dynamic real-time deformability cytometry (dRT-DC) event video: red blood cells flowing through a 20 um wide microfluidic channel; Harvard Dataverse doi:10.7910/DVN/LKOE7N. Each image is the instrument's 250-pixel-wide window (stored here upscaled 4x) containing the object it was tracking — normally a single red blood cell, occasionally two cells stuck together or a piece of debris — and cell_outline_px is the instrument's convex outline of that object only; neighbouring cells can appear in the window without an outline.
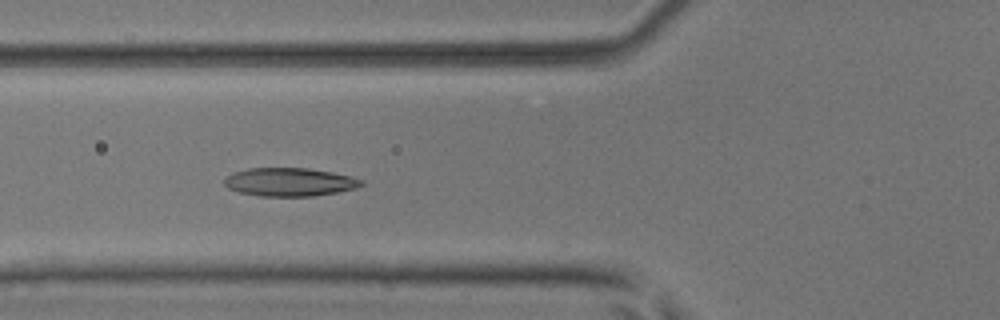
{"species": "common noctule bat (a hibernating species)", "species_latin": "Nyctalus noctula", "temperature_condition": "room temperature", "stored_images_in_passage": 44, "camera_frame_rate_fps": 3000, "um_per_image_px": 0.085, "animal": {"sex": "male", "body_mass_g": 17.9, "forearm_length_mm": 54.2}, "frame": {"image": 1, "passage_image": 19, "time_ms": 6.0, "image_size_px": [1000, 320], "cell_outline_px": [[364, 184], [356, 188], [336, 192], [312, 196], [260, 196], [240, 192], [228, 188], [224, 184], [224, 180], [232, 172], [248, 168], [308, 168], [332, 172], [364, 180]], "centroid_in_image_um": [24.6, 15.47], "position_along_channel_um": 101.2, "area_um2": 22.54}}
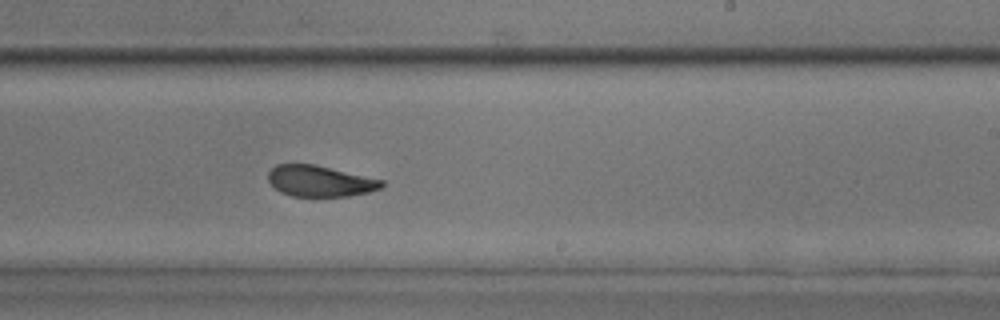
{"frame": {"image": 2, "passage_image": 31, "time_ms": 10.0, "image_size_px": [1000, 320], "cell_outline_px": [[384, 184], [380, 188], [368, 192], [348, 196], [292, 196], [280, 192], [268, 180], [268, 172], [276, 164], [316, 164], [384, 180]], "centroid_in_image_um": [27.19, 15.38], "position_along_channel_um": 261.8, "area_um2": 20.52}}
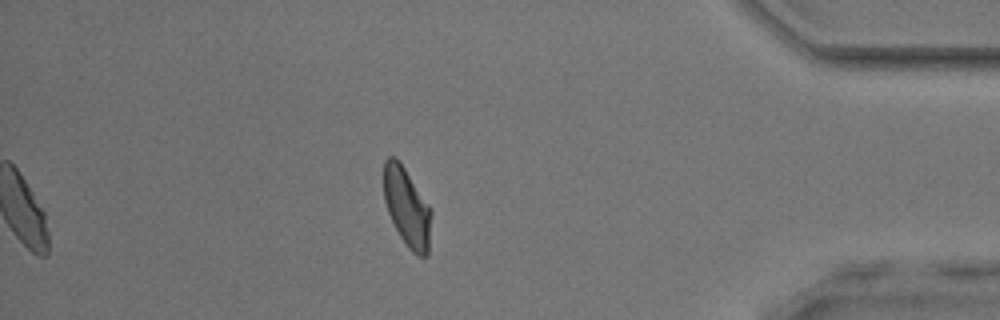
{"frame": {"image": 3, "passage_image": 44, "time_ms": 14.333, "image_size_px": [1000, 320], "cell_outline_px": [[432, 212], [428, 256], [416, 256], [408, 248], [400, 236], [388, 212], [384, 200], [384, 160], [388, 156], [396, 156], [428, 204]], "centroid_in_image_um": [34.59, 17.63], "position_along_channel_um": 400.6, "area_um2": 21.68}, "authors_computed_cell_mechanics": {"area_um2": 22.542, "velocity_mm_per_s": 4.0309, "shape_relaxation_time_tau1_ms": 3.9992, "shape_relaxation_time_tau2_ms": 1.0379, "deformation_change_tau1": 0.1332, "deformation_change_tau2": 0.0632}}